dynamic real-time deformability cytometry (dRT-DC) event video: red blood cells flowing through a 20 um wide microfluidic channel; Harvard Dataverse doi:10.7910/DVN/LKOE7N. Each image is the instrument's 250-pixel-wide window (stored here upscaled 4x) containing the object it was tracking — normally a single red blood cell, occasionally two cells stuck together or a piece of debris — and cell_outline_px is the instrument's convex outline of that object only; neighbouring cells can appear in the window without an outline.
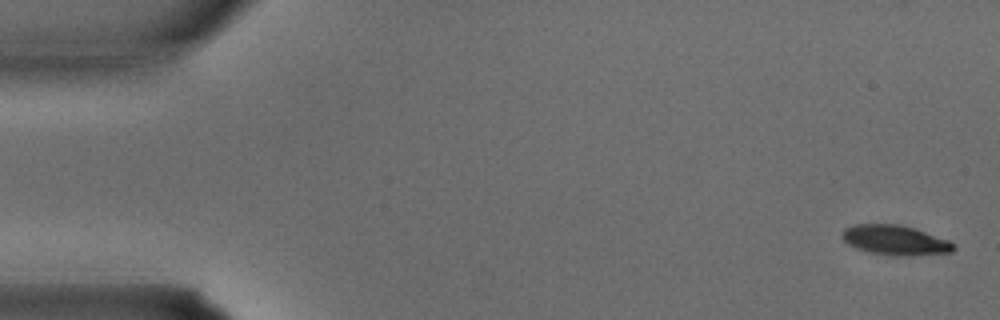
{"species": "common noctule bat (a hibernating species)", "species_latin": "Nyctalus noctula", "temperature_condition": "warm", "stored_images_in_passage": 34, "camera_frame_rate_fps": 3000, "um_per_image_px": 0.085, "animal": {"sex": "male", "body_mass_g": 15.6}, "frame": {"image": 1, "passage_image": 1, "time_ms": 0.0, "image_size_px": [1000, 320], "cell_outline_px": [[956, 248], [952, 252], [912, 256], [892, 256], [868, 252], [856, 248], [848, 244], [840, 236], [840, 232], [844, 228], [852, 224], [900, 224], [916, 228], [948, 240], [956, 244]], "centroid_in_image_um": [76.08, 20.41], "position_along_channel_um": 8.9, "area_um2": 19.83}}
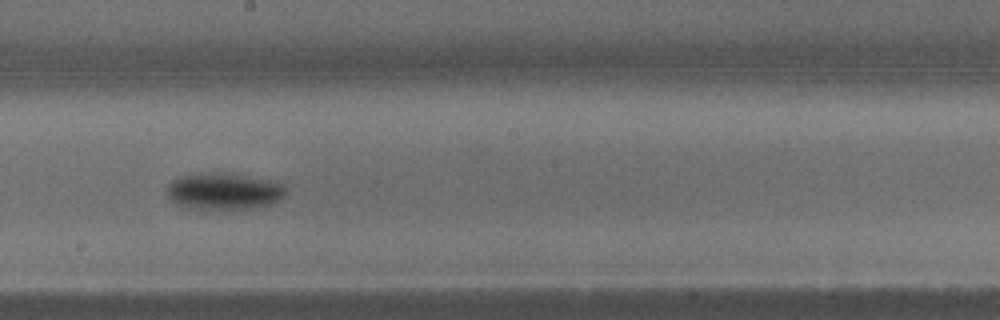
{"frame": {"image": 2, "passage_image": 19, "time_ms": 6.0, "image_size_px": [1000, 320], "cell_outline_px": [[288, 192], [284, 196], [268, 204], [256, 208], [228, 212], [188, 208], [176, 204], [168, 196], [168, 184], [172, 180], [180, 176], [200, 172], [240, 172], [272, 180], [284, 184], [288, 188]], "centroid_in_image_um": [19.08, 16.26], "position_along_channel_um": 229.1, "area_um2": 26.93}}
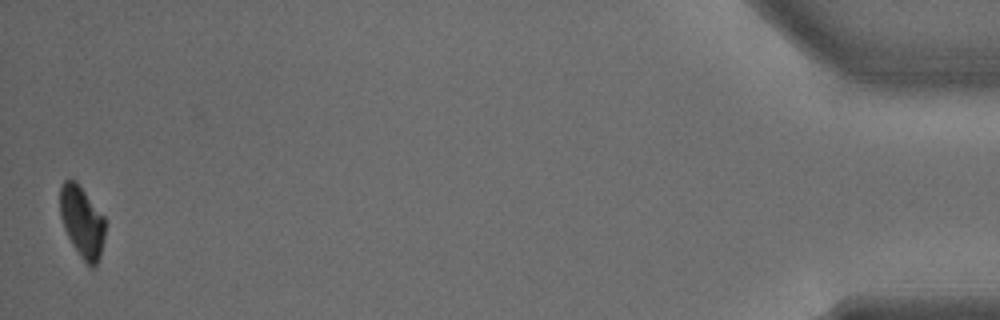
{"frame": {"image": 3, "passage_image": 34, "time_ms": 11.0, "image_size_px": [1000, 320], "cell_outline_px": [[104, 236], [100, 256], [96, 264], [92, 268], [88, 268], [72, 244], [64, 228], [60, 216], [60, 184], [64, 180], [76, 180], [104, 216]], "centroid_in_image_um": [6.96, 18.85], "position_along_channel_um": 428.2, "area_um2": 18.79}}